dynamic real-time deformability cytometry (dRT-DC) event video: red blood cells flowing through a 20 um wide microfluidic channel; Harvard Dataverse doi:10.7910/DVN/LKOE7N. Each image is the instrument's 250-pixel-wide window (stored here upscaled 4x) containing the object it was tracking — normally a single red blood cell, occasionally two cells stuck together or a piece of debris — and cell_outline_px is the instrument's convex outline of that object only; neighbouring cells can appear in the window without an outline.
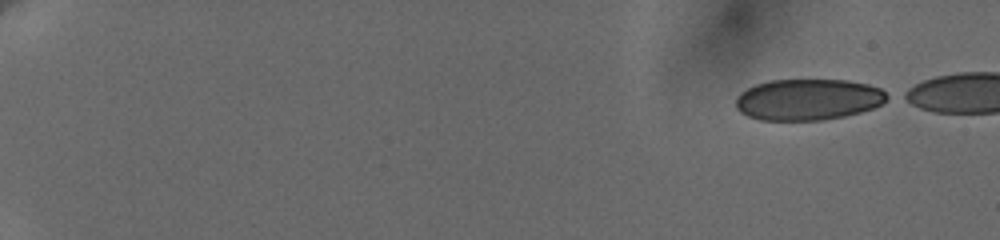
{"species": "human", "species_latin": "Homo sapiens", "temperature_condition": "cold", "stored_images_in_passage": 4, "camera_frame_rate_fps": 3000, "um_per_image_px": 0.085, "donor": {"sex": "female"}, "frame": {"image": 1, "passage_image": 1, "time_ms": 0.0, "image_size_px": [1000, 240], "cell_outline_px": [[892, 96], [880, 104], [872, 108], [860, 112], [844, 116], [824, 120], [760, 120], [748, 116], [740, 112], [736, 108], [736, 96], [740, 92], [756, 84], [768, 80], [848, 80], [868, 84], [880, 88], [888, 92]], "centroid_in_image_um": [68.7, 8.45], "position_along_channel_um": 16.3, "area_um2": 36.59}}